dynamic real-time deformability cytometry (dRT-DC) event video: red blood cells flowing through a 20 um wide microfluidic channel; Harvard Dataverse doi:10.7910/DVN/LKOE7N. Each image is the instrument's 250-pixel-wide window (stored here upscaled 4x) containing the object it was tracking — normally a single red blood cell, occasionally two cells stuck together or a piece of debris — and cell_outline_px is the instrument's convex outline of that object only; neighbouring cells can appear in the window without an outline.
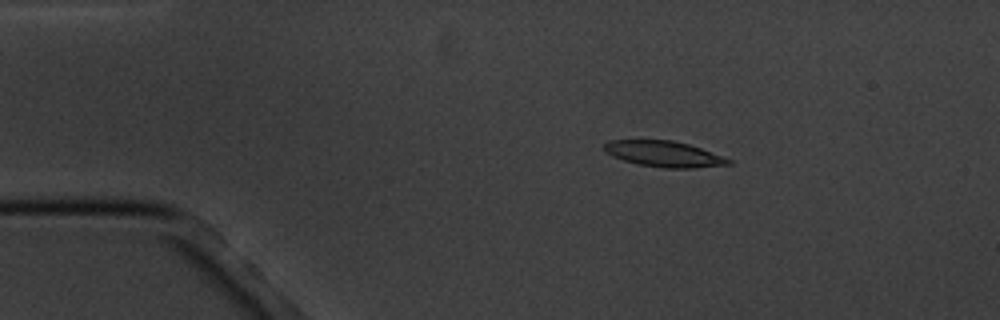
{"species": "common noctule bat (a hibernating species)", "species_latin": "Nyctalus noctula", "temperature_condition": "cold", "stored_images_in_passage": 5, "camera_frame_rate_fps": 3000, "um_per_image_px": 0.085, "animal": {"sex": "male", "body_mass_g": 20.1, "forearm_length_mm": 53.5}, "frame": {"image": 1, "passage_image": 3, "time_ms": 2.0, "image_size_px": [1000, 320], "cell_outline_px": [[732, 164], [696, 168], [664, 168], [636, 164], [612, 156], [604, 152], [604, 144], [608, 140], [672, 140], [688, 144], [700, 148], [732, 160]], "centroid_in_image_um": [56.41, 13.09], "position_along_channel_um": 28.6, "area_um2": 18.73}}
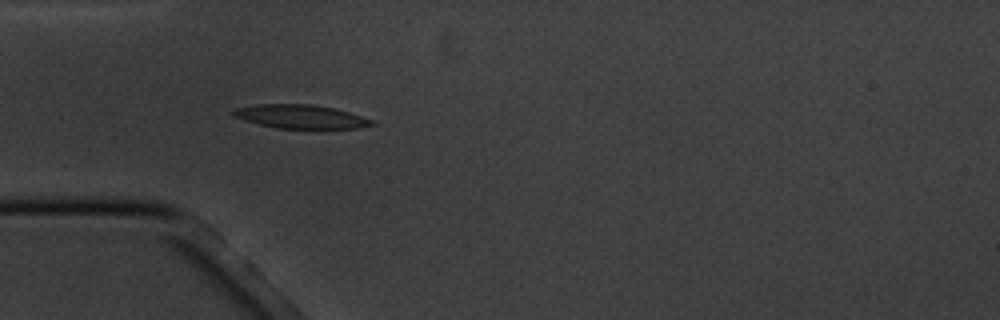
{"frame": {"image": 2, "passage_image": 5, "time_ms": 4.333, "image_size_px": [1000, 320], "cell_outline_px": [[376, 124], [356, 128], [276, 128], [244, 120], [232, 116], [232, 112], [236, 108], [256, 104], [308, 104], [332, 108], [348, 112], [372, 120]], "centroid_in_image_um": [25.5, 9.91], "position_along_channel_um": 59.5, "area_um2": 18.79}}